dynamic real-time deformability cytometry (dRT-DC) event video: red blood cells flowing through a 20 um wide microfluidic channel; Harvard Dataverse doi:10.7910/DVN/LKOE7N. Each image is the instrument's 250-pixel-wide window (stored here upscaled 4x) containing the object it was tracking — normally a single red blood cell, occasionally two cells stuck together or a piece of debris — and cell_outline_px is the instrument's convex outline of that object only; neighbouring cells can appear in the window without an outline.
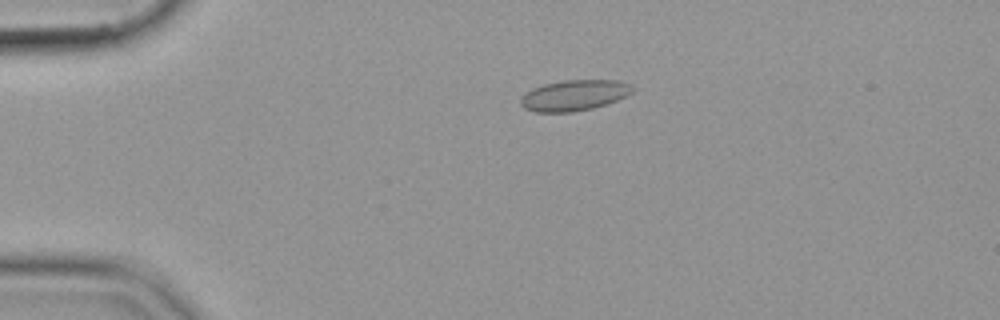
{"species": "common noctule bat (a hibernating species)", "species_latin": "Nyctalus noctula", "temperature_condition": "cold", "stored_images_in_passage": 45, "camera_frame_rate_fps": 3000, "um_per_image_px": 0.085, "animal": {"sex": "female", "body_mass_g": 19.9}, "frame": {"image": 1, "passage_image": 2, "time_ms": 0.333, "image_size_px": [1000, 320], "cell_outline_px": [[636, 88], [632, 92], [616, 100], [592, 108], [572, 112], [536, 112], [524, 108], [520, 104], [520, 96], [532, 88], [544, 84], [564, 80], [620, 80]], "centroid_in_image_um": [48.77, 8.09], "position_along_channel_um": 36.2, "area_um2": 20.0}}
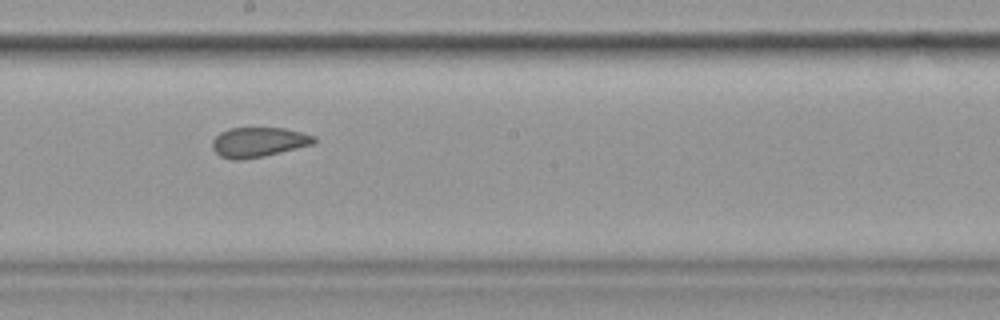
{"frame": {"image": 2, "passage_image": 21, "time_ms": 6.667, "image_size_px": [1000, 320], "cell_outline_px": [[316, 144], [264, 156], [240, 160], [232, 160], [220, 156], [212, 148], [212, 140], [220, 132], [228, 128], [284, 128], [316, 136]], "centroid_in_image_um": [21.98, 12.08], "position_along_channel_um": 226.2, "area_um2": 17.8}}
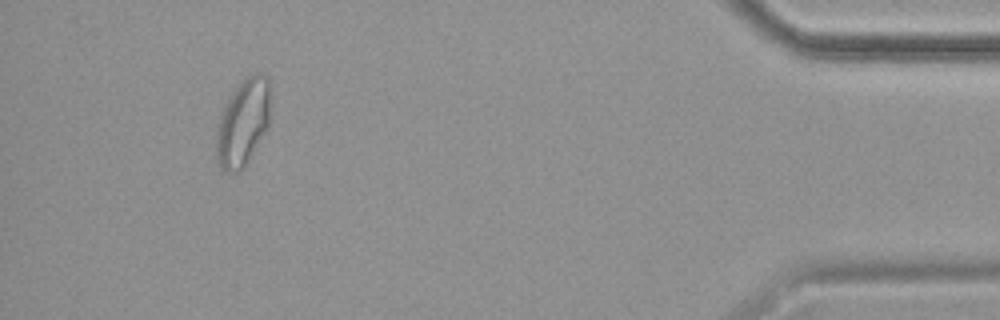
{"frame": {"image": 3, "passage_image": 41, "time_ms": 13.333, "image_size_px": [1000, 320], "cell_outline_px": [[268, 128], [244, 168], [240, 172], [228, 172], [220, 168], [216, 160], [216, 128], [224, 104], [228, 96], [240, 80], [256, 72], [260, 72], [268, 76]], "centroid_in_image_um": [20.61, 10.43], "position_along_channel_um": 414.6, "area_um2": 27.69}}